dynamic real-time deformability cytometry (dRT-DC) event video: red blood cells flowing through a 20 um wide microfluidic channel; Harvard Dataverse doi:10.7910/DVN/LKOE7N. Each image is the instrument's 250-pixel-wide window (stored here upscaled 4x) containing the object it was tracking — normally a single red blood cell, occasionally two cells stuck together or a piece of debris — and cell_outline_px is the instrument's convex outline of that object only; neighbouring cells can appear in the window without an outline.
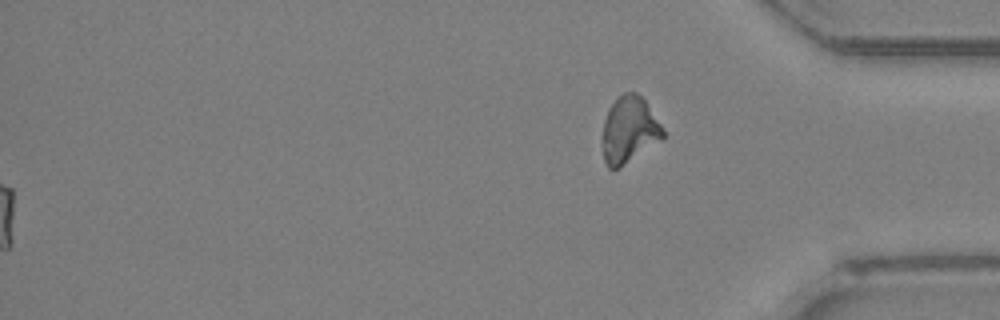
{"species": "Egyptian fruit bat (a non-hibernating species)", "species_latin": "Rousettus aegyptiacus", "temperature_condition": "room temperature", "stored_images_in_passage": 47, "segment_of_instrument_passage": [2, 2], "camera_frame_rate_fps": 3000, "um_per_image_px": 0.085, "animal": {"sex": "female"}, "frame": {"image": 1, "passage_image": 47, "time_ms": 15.333, "image_size_px": [1000, 320], "cell_outline_px": [[664, 136], [620, 168], [608, 168], [604, 160], [604, 120], [608, 108], [616, 96], [624, 92], [636, 92], [644, 100], [664, 128]], "centroid_in_image_um": [53.47, 11.0], "position_along_channel_um": 381.7, "area_um2": 23.0}}